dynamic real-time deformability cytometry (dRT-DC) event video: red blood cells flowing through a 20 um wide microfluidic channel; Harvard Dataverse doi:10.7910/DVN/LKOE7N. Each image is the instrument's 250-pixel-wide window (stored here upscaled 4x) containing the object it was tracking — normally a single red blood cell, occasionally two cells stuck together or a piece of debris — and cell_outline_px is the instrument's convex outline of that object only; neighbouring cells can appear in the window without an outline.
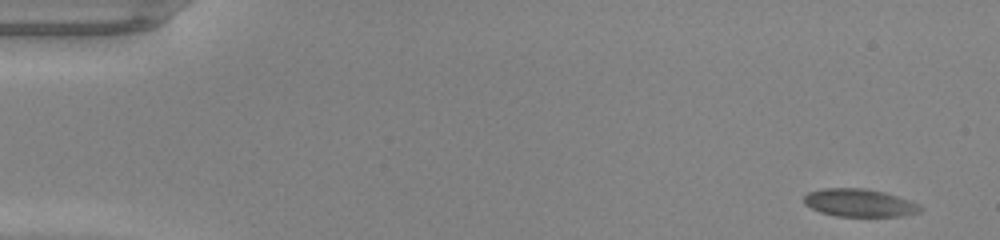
{"species": "common noctule bat (a hibernating species)", "species_latin": "Nyctalus noctula", "temperature_condition": "warm", "stored_images_in_passage": 47, "camera_frame_rate_fps": 3000, "um_per_image_px": 0.085, "animal": {"sex": "male", "body_mass_g": 20.0, "forearm_length_mm": 53.3}, "frame": {"image": 1, "passage_image": 1, "time_ms": 0.0, "image_size_px": [1000, 240], "cell_outline_px": [[920, 212], [900, 216], [836, 216], [820, 212], [804, 204], [804, 196], [808, 192], [824, 188], [864, 188], [884, 192], [908, 200], [916, 204], [920, 208]], "centroid_in_image_um": [72.99, 17.24], "position_along_channel_um": 12.0, "area_um2": 18.61}}
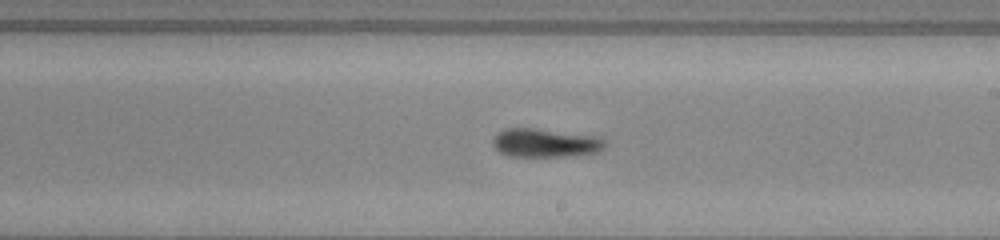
{"frame": {"image": 2, "passage_image": 27, "time_ms": 8.667, "image_size_px": [1000, 240], "cell_outline_px": [[608, 144], [600, 152], [564, 156], [512, 156], [500, 152], [492, 144], [492, 140], [504, 128], [536, 128], [604, 136], [608, 140]], "centroid_in_image_um": [46.48, 12.12], "position_along_channel_um": 242.5, "area_um2": 19.07}}
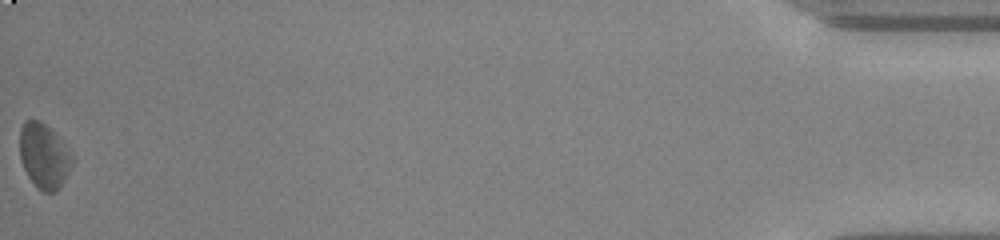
{"frame": {"image": 3, "passage_image": 47, "time_ms": 15.333, "image_size_px": [1000, 240], "cell_outline_px": [[72, 164], [64, 180], [56, 192], [44, 192], [36, 188], [28, 176], [24, 168], [20, 156], [20, 128], [24, 120], [40, 120], [72, 152]], "centroid_in_image_um": [3.72, 13.27], "position_along_channel_um": 431.5, "area_um2": 19.59}}